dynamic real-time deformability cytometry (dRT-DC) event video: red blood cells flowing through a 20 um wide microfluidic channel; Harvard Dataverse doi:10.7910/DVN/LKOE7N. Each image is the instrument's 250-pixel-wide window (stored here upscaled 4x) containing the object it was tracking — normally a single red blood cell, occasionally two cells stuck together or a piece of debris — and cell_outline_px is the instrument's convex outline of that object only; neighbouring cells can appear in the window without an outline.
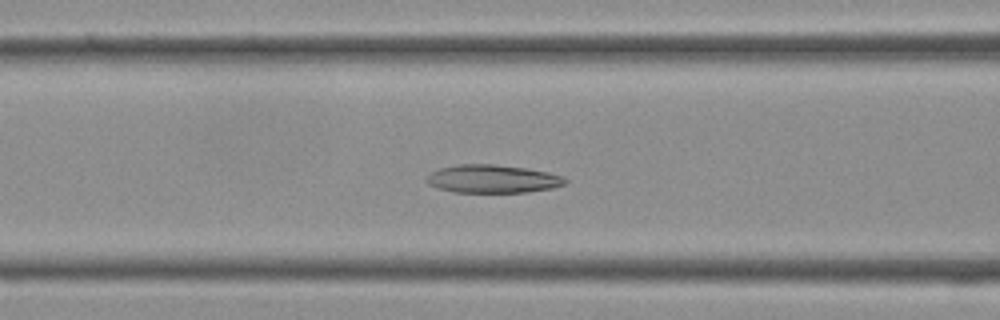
{"species": "Egyptian fruit bat (a non-hibernating species)", "species_latin": "Rousettus aegyptiacus", "temperature_condition": "cold", "stored_images_in_passage": 38, "camera_frame_rate_fps": 3000, "um_per_image_px": 0.085, "frame": {"image": 1, "passage_image": 15, "time_ms": 4.667, "image_size_px": [1000, 320], "cell_outline_px": [[568, 180], [564, 184], [552, 188], [524, 192], [452, 192], [428, 184], [424, 180], [432, 172], [440, 168], [460, 164], [496, 164], [524, 168], [548, 172], [560, 176]], "centroid_in_image_um": [41.84, 15.2], "position_along_channel_um": 124.8, "area_um2": 22.48}}
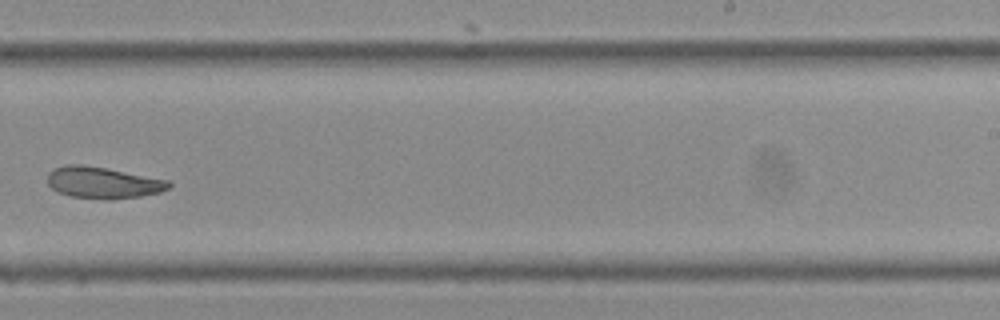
{"frame": {"image": 2, "passage_image": 24, "time_ms": 7.667, "image_size_px": [1000, 320], "cell_outline_px": [[172, 188], [160, 192], [140, 196], [108, 200], [104, 200], [72, 196], [60, 192], [52, 188], [48, 184], [48, 172], [52, 168], [68, 164], [80, 164], [104, 168], [168, 180], [172, 184]], "centroid_in_image_um": [8.75, 15.53], "position_along_channel_um": 280.2, "area_um2": 22.2}}
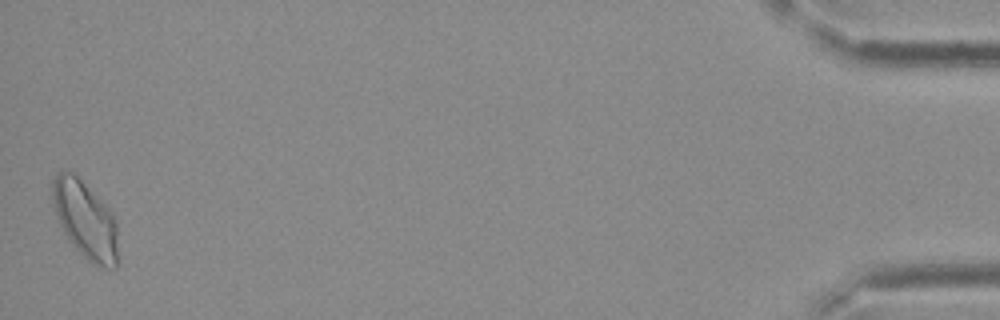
{"frame": {"image": 3, "passage_image": 38, "time_ms": 12.333, "image_size_px": [1000, 320], "cell_outline_px": [[116, 268], [112, 268], [92, 264], [68, 240], [60, 224], [52, 200], [52, 180], [56, 172], [72, 172], [84, 184], [112, 216], [116, 224]], "centroid_in_image_um": [7.2, 18.7], "position_along_channel_um": 428.0, "area_um2": 28.32}}